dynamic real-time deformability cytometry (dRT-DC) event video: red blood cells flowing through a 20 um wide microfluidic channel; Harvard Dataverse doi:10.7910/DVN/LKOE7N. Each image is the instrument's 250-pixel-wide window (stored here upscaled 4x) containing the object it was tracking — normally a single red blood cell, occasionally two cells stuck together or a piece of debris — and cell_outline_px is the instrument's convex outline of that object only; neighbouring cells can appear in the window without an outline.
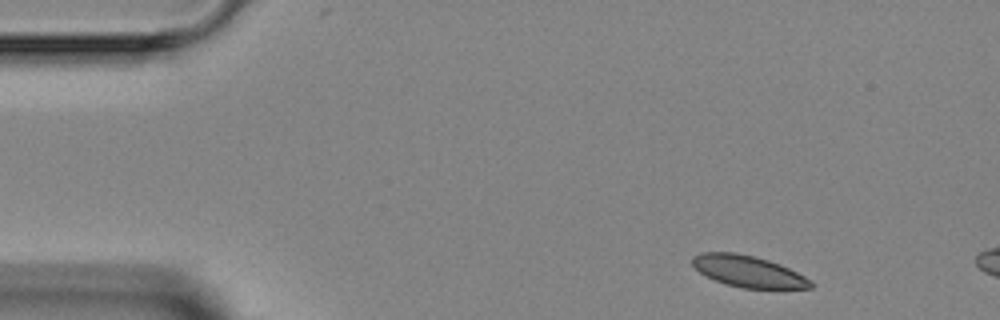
{"species": "Egyptian fruit bat (a non-hibernating species)", "species_latin": "Rousettus aegyptiacus", "temperature_condition": "room temperature", "stored_images_in_passage": 2, "camera_frame_rate_fps": 3000, "um_per_image_px": 0.085, "animal": {"sex": "female"}, "frame": {"image": 1, "passage_image": 1, "time_ms": 0.0, "image_size_px": [1000, 320], "cell_outline_px": [[816, 284], [812, 288], [740, 288], [716, 280], [700, 272], [692, 264], [692, 256], [700, 252], [736, 252], [768, 260], [780, 264], [812, 280]], "centroid_in_image_um": [63.62, 23.06], "position_along_channel_um": 21.4, "area_um2": 21.56}}